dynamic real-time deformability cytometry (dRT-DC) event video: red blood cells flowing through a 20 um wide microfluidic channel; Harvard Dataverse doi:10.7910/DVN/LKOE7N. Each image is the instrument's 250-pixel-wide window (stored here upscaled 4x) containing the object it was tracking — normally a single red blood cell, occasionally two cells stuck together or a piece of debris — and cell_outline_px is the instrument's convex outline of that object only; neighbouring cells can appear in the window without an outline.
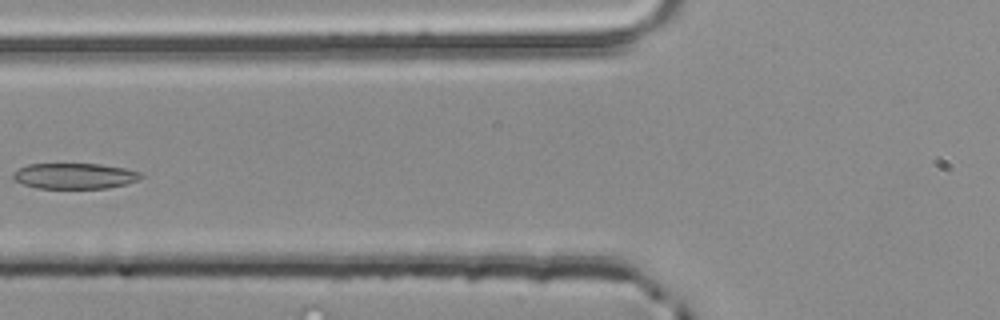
{"species": "common noctule bat (a hibernating species)", "species_latin": "Nyctalus noctula", "temperature_condition": "room temperature", "stored_images_in_passage": 5, "segment_of_instrument_passage": [2, 2], "camera_frame_rate_fps": 3000, "um_per_image_px": 0.085, "animal": {"sex": "male", "body_mass_g": 20.4}, "frame": {"image": 1, "passage_image": 5, "time_ms": 1.333, "image_size_px": [1000, 320], "cell_outline_px": [[144, 176], [128, 184], [108, 188], [36, 188], [12, 180], [12, 172], [28, 164], [100, 164], [124, 168], [140, 172]], "centroid_in_image_um": [6.32, 14.96], "position_along_channel_um": 119.5, "area_um2": 19.19}}